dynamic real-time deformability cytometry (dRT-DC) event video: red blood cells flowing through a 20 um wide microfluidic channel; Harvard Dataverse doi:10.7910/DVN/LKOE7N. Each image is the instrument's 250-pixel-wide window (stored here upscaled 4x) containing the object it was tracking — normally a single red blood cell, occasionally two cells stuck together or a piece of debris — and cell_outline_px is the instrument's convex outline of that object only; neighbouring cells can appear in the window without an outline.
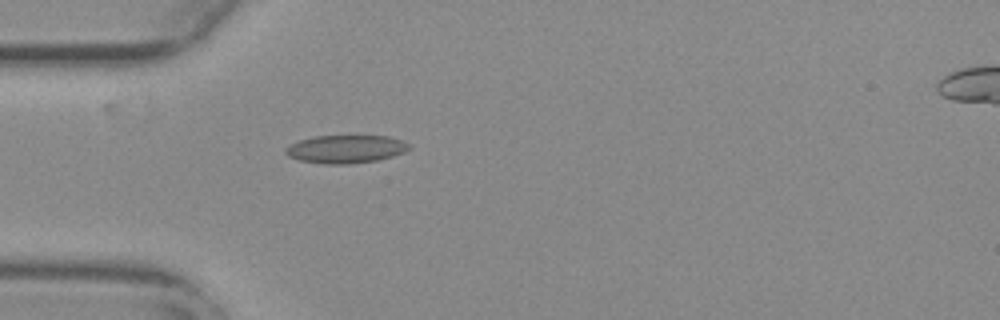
{"species": "common noctule bat (a hibernating species)", "species_latin": "Nyctalus noctula", "temperature_condition": "warm", "stored_images_in_passage": 39, "camera_frame_rate_fps": 3000, "um_per_image_px": 0.085, "animal": {"sex": "female", "body_mass_g": 29.2, "forearm_length_mm": 56.3}, "frame": {"image": 1, "passage_image": 1, "time_ms": 0.0, "image_size_px": [1000, 320], "cell_outline_px": [[412, 148], [404, 152], [392, 156], [376, 160], [348, 164], [324, 164], [300, 160], [288, 156], [284, 152], [284, 148], [300, 140], [312, 136], [388, 136], [400, 140], [408, 144]], "centroid_in_image_um": [29.37, 12.67], "position_along_channel_um": 55.6, "area_um2": 20.06}}
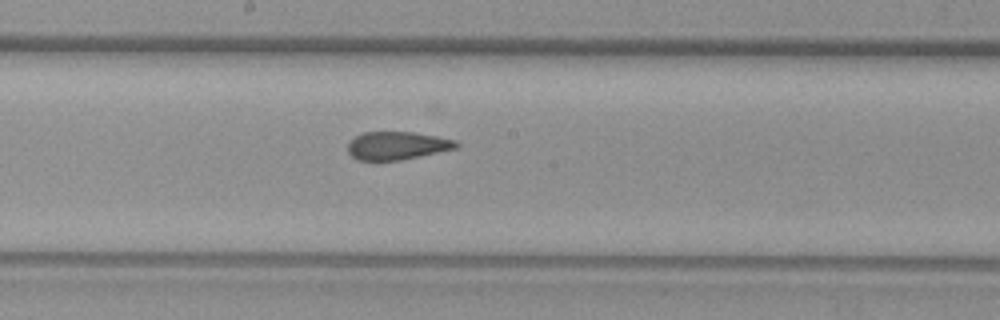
{"frame": {"image": 2, "passage_image": 14, "time_ms": 4.333, "image_size_px": [1000, 320], "cell_outline_px": [[460, 144], [456, 148], [420, 156], [400, 160], [356, 160], [348, 152], [348, 140], [364, 132], [412, 132], [436, 136], [456, 140]], "centroid_in_image_um": [33.73, 12.37], "position_along_channel_um": 214.5, "area_um2": 17.69}}
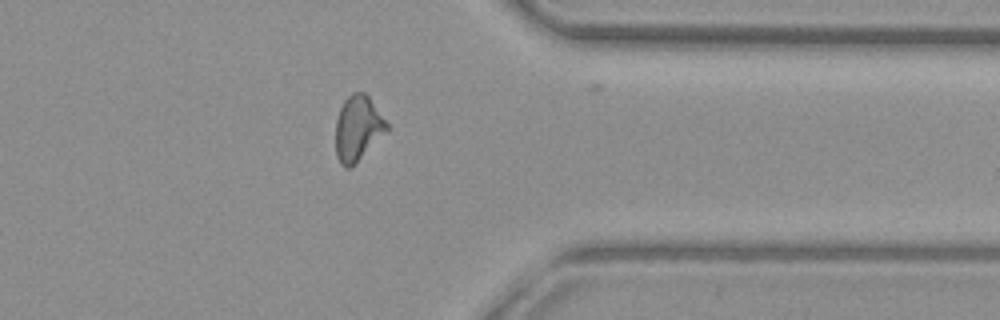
{"frame": {"image": 3, "passage_image": 28, "time_ms": 9.0, "image_size_px": [1000, 320], "cell_outline_px": [[388, 128], [348, 168], [344, 168], [340, 164], [336, 156], [336, 120], [340, 108], [344, 100], [352, 92], [364, 92], [368, 96], [388, 124]], "centroid_in_image_um": [30.36, 10.85], "position_along_channel_um": 381.0, "area_um2": 18.61}, "authors_computed_cell_mechanics": {"area_um2": 19.074, "velocity_mm_per_s": 3.7845, "shape_relaxation_time_tau1_ms": null, "shape_relaxation_time_tau2_ms": 1.6399, "deformation_change_tau1": null, "deformation_change_tau2": 0.083}}